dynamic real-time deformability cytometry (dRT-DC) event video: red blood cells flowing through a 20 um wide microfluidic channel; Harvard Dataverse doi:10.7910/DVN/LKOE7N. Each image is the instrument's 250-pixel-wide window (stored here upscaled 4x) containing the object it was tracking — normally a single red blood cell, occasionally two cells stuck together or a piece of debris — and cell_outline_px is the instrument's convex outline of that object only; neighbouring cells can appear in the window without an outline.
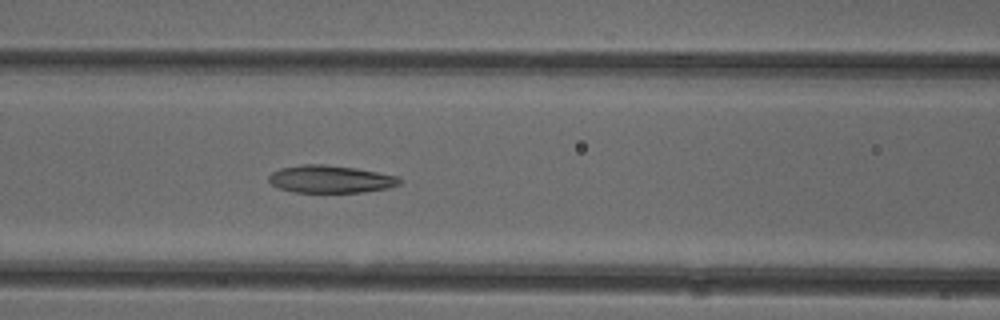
{"species": "common noctule bat (a hibernating species)", "species_latin": "Nyctalus noctula", "temperature_condition": "cold", "stored_images_in_passage": 36, "camera_frame_rate_fps": 3000, "um_per_image_px": 0.085, "animal": {"sex": "female"}, "frame": {"image": 1, "passage_image": 10, "time_ms": 3.0, "image_size_px": [1000, 320], "cell_outline_px": [[400, 184], [388, 188], [364, 192], [296, 192], [280, 188], [272, 184], [268, 180], [268, 176], [272, 172], [280, 168], [304, 164], [320, 164], [356, 168], [396, 176], [400, 180]], "centroid_in_image_um": [28.07, 15.22], "position_along_channel_um": 138.5, "area_um2": 20.75}}
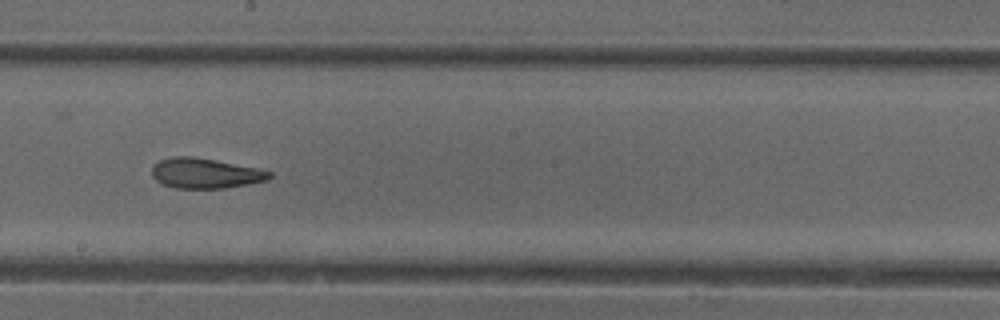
{"frame": {"image": 2, "passage_image": 17, "time_ms": 5.333, "image_size_px": [1000, 320], "cell_outline_px": [[272, 176], [268, 180], [224, 188], [176, 188], [160, 184], [152, 176], [152, 164], [160, 160], [172, 156], [192, 156], [256, 168], [272, 172]], "centroid_in_image_um": [17.39, 14.73], "position_along_channel_um": 230.8, "area_um2": 20.58}}
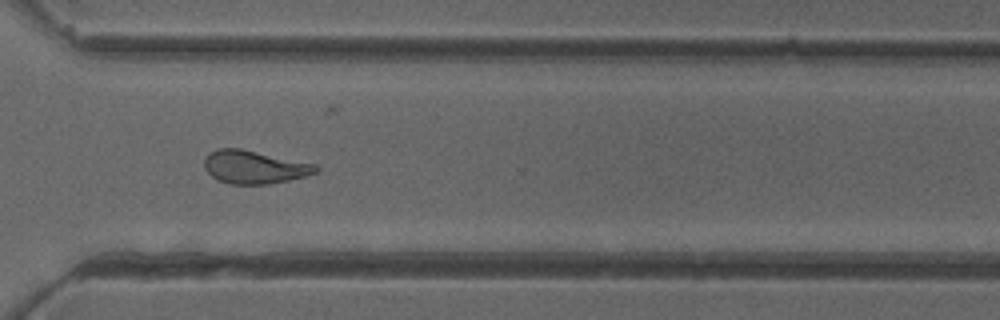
{"frame": {"image": 3, "passage_image": 26, "time_ms": 8.333, "image_size_px": [1000, 320], "cell_outline_px": [[320, 168], [316, 172], [304, 176], [288, 180], [268, 184], [232, 184], [216, 180], [204, 168], [204, 156], [208, 152], [216, 148], [240, 148], [316, 164]], "centroid_in_image_um": [21.57, 14.19], "position_along_channel_um": 349.0, "area_um2": 21.62}, "authors_computed_cell_mechanics": {"area_um2": 21.3282, "velocity_mm_per_s": 3.9486, "shape_relaxation_time_tau1_ms": 9.1207, "shape_relaxation_time_tau2_ms": 2.6716, "deformation_change_tau1": 0.254, "deformation_change_tau2": 0.1185}}